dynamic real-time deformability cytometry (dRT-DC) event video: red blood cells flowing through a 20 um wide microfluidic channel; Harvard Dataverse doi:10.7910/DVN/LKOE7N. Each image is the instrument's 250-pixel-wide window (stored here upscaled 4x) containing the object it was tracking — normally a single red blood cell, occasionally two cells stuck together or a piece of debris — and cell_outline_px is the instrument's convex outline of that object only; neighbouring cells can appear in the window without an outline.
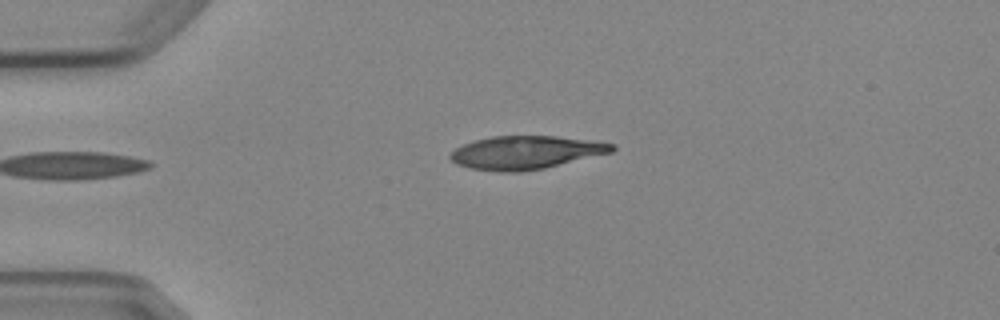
{"species": "Egyptian fruit bat (a non-hibernating species)", "species_latin": "Rousettus aegyptiacus", "temperature_condition": "cold", "stored_images_in_passage": 4, "camera_frame_rate_fps": 3000, "um_per_image_px": 0.085, "animal": {"sex": "female"}, "frame": {"image": 1, "passage_image": 4, "time_ms": 3.667, "image_size_px": [1000, 320], "cell_outline_px": [[616, 148], [612, 152], [544, 168], [520, 172], [496, 172], [472, 168], [456, 164], [448, 156], [456, 148], [464, 144], [476, 140], [492, 136], [556, 136], [616, 144]], "centroid_in_image_um": [44.68, 12.97], "position_along_channel_um": 40.3, "area_um2": 31.1}}